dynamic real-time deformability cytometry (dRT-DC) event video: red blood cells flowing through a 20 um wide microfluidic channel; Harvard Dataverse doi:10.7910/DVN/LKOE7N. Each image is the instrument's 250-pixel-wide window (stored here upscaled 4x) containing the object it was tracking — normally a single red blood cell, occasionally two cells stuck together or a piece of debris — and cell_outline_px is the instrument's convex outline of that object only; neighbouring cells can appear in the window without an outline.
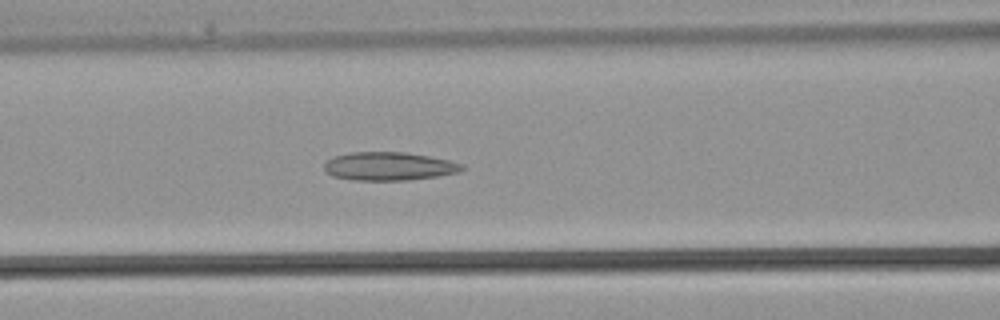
{"species": "common noctule bat (a hibernating species)", "species_latin": "Nyctalus noctula", "temperature_condition": "warm", "stored_images_in_passage": 35, "camera_frame_rate_fps": 3000, "um_per_image_px": 0.085, "animal": {"sex": "male", "body_mass_g": 21.5, "forearm_length_mm": 52.0}, "frame": {"image": 1, "passage_image": 14, "time_ms": 4.333, "image_size_px": [1000, 320], "cell_outline_px": [[464, 168], [460, 172], [436, 176], [408, 180], [352, 180], [332, 176], [324, 168], [324, 164], [328, 160], [336, 156], [352, 152], [404, 152], [428, 156], [448, 160], [460, 164]], "centroid_in_image_um": [33.04, 14.13], "position_along_channel_um": 133.6, "area_um2": 22.48}}
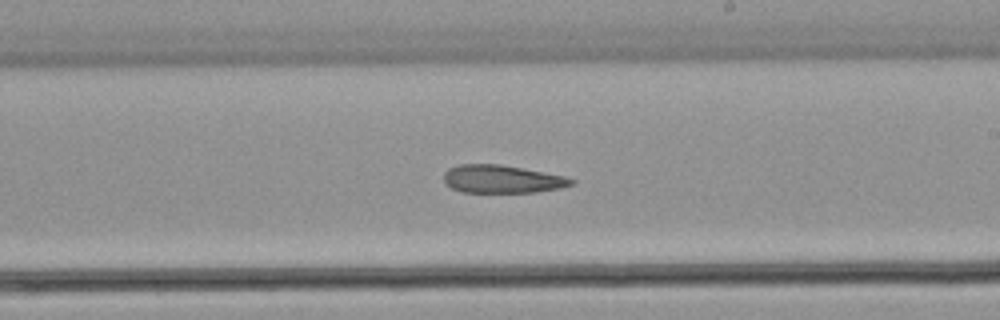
{"frame": {"image": 2, "passage_image": 20, "time_ms": 6.333, "image_size_px": [1000, 320], "cell_outline_px": [[576, 180], [572, 184], [560, 188], [536, 192], [460, 192], [444, 184], [444, 172], [448, 168], [460, 164], [500, 164], [564, 176]], "centroid_in_image_um": [42.62, 15.22], "position_along_channel_um": 246.4, "area_um2": 20.75}}
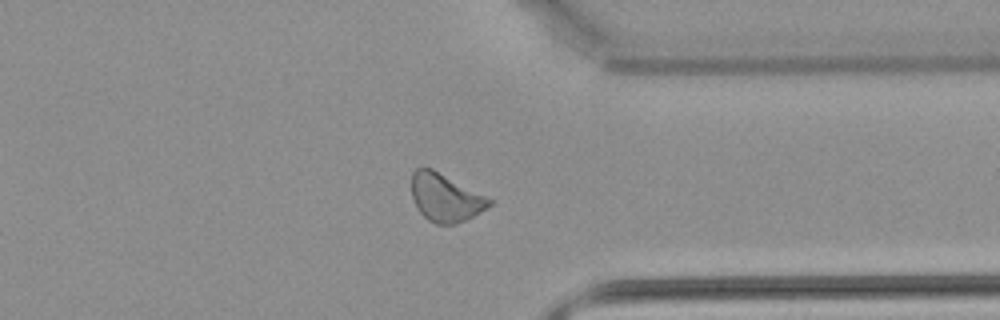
{"frame": {"image": 3, "passage_image": 27, "time_ms": 8.667, "image_size_px": [1000, 320], "cell_outline_px": [[492, 204], [488, 208], [456, 224], [436, 224], [428, 220], [416, 208], [412, 196], [412, 172], [416, 168], [432, 168], [492, 200]], "centroid_in_image_um": [37.83, 16.81], "position_along_channel_um": 373.6, "area_um2": 21.39}}